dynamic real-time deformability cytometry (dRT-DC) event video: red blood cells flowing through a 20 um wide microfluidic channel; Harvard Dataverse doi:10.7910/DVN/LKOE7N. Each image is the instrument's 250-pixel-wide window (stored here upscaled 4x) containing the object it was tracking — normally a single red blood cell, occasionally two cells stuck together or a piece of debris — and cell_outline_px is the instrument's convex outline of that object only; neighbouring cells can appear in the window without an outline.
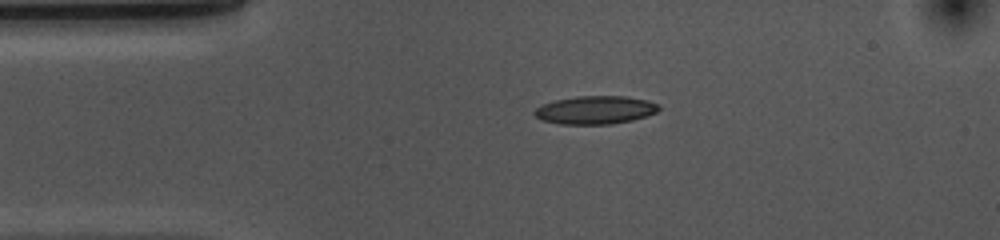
{"species": "common noctule bat (a hibernating species)", "species_latin": "Nyctalus noctula", "temperature_condition": "cold", "stored_images_in_passage": 44, "camera_frame_rate_fps": 3000, "um_per_image_px": 0.085, "animal": {"sex": "female", "body_mass_g": 10.0, "forearm_length_mm": 53.1}, "frame": {"image": 1, "passage_image": 1, "time_ms": 0.0, "image_size_px": [1000, 240], "cell_outline_px": [[660, 108], [656, 112], [648, 116], [632, 120], [612, 124], [560, 124], [540, 120], [532, 112], [536, 108], [544, 104], [556, 100], [576, 96], [628, 96], [648, 100], [660, 104]], "centroid_in_image_um": [50.63, 9.35], "position_along_channel_um": 34.4, "area_um2": 20.58}}
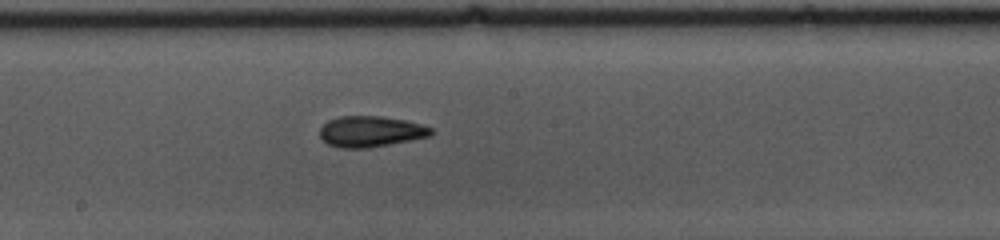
{"frame": {"image": 2, "passage_image": 18, "time_ms": 5.667, "image_size_px": [1000, 240], "cell_outline_px": [[436, 132], [428, 136], [412, 140], [368, 148], [340, 148], [328, 144], [320, 136], [320, 128], [328, 120], [340, 116], [384, 116], [404, 120], [420, 124], [432, 128]], "centroid_in_image_um": [31.51, 11.18], "position_along_channel_um": 216.7, "area_um2": 20.06}}
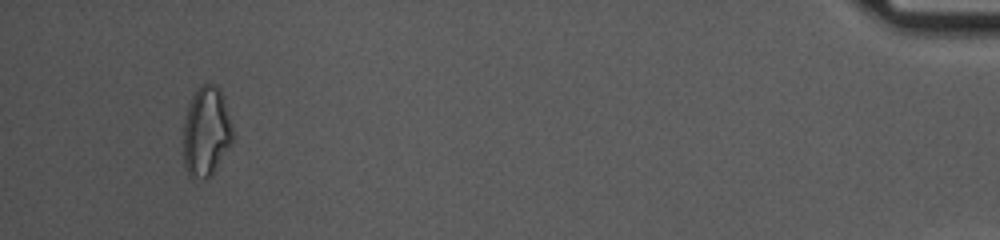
{"frame": {"image": 3, "passage_image": 41, "time_ms": 13.333, "image_size_px": [1000, 240], "cell_outline_px": [[232, 140], [212, 172], [204, 180], [188, 176], [184, 164], [184, 120], [188, 104], [196, 88], [200, 84], [212, 84], [220, 88], [224, 96], [232, 124]], "centroid_in_image_um": [17.51, 11.13], "position_along_channel_um": 417.7, "area_um2": 25.66}, "authors_computed_cell_mechanics": {"area_um2": 19.7676, "velocity_mm_per_s": 3.6704, "shape_relaxation_time_tau1_ms": 6.2956, "shape_relaxation_time_tau2_ms": 5.9945, "deformation_change_tau1": 0.1736, "deformation_change_tau2": 0.1526}}